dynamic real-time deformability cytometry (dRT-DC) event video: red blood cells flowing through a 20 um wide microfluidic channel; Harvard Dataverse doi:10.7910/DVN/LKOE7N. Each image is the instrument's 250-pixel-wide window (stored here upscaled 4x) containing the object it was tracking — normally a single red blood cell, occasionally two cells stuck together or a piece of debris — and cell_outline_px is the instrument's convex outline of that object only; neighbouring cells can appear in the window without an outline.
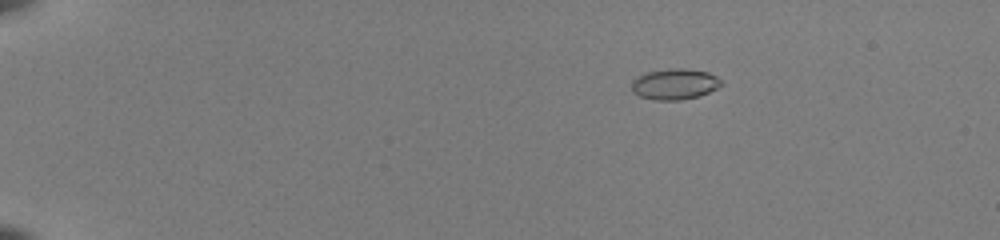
{"species": "common noctule bat (a hibernating species)", "species_latin": "Nyctalus noctula", "temperature_condition": "room temperature", "stored_images_in_passage": 47, "camera_frame_rate_fps": 3000, "um_per_image_px": 0.085, "animal": {"sex": "female", "body_mass_g": 22.0, "forearm_length_mm": 56.7}, "frame": {"image": 1, "passage_image": 4, "time_ms": 1.0, "image_size_px": [1000, 240], "cell_outline_px": [[724, 84], [700, 96], [680, 100], [652, 100], [640, 96], [632, 92], [632, 80], [648, 72], [676, 68], [684, 68], [708, 72], [716, 76]], "centroid_in_image_um": [57.36, 7.16], "position_along_channel_um": 27.6, "area_um2": 16.01}}
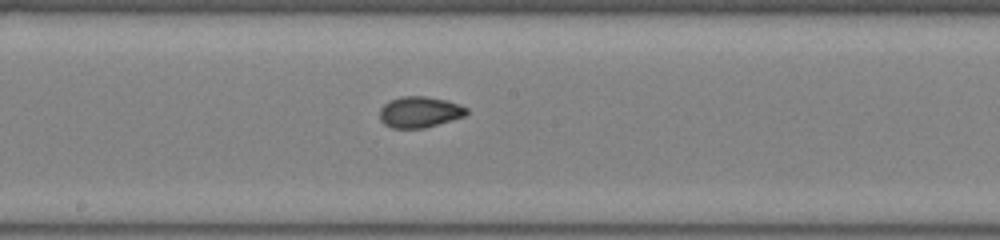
{"frame": {"image": 2, "passage_image": 26, "time_ms": 8.333, "image_size_px": [1000, 240], "cell_outline_px": [[468, 112], [464, 116], [452, 120], [424, 128], [392, 128], [384, 124], [380, 120], [380, 108], [388, 100], [400, 96], [424, 96], [444, 100], [460, 104], [468, 108]], "centroid_in_image_um": [35.65, 9.52], "position_along_channel_um": 212.6, "area_um2": 15.78}}
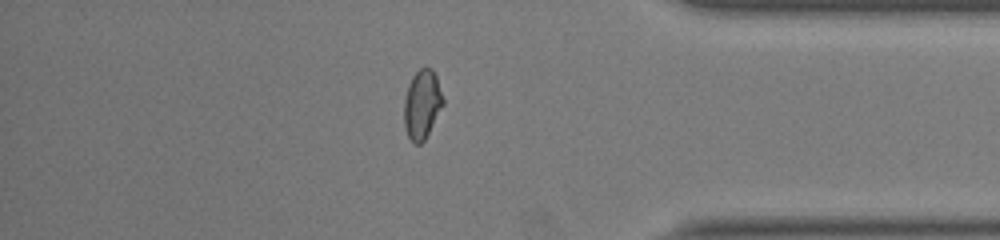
{"frame": {"image": 3, "passage_image": 41, "time_ms": 13.333, "image_size_px": [1000, 240], "cell_outline_px": [[444, 104], [424, 140], [420, 144], [416, 144], [408, 136], [404, 128], [404, 100], [408, 84], [412, 76], [420, 68], [432, 68], [436, 76], [444, 100]], "centroid_in_image_um": [35.87, 8.86], "position_along_channel_um": 399.3, "area_um2": 15.61}, "authors_computed_cell_mechanics": {"area_um2": 15.606, "velocity_mm_per_s": 4.0182, "shape_relaxation_time_tau1_ms": null, "shape_relaxation_time_tau2_ms": 0.897, "deformation_change_tau1": null, "deformation_change_tau2": 0.0453}}